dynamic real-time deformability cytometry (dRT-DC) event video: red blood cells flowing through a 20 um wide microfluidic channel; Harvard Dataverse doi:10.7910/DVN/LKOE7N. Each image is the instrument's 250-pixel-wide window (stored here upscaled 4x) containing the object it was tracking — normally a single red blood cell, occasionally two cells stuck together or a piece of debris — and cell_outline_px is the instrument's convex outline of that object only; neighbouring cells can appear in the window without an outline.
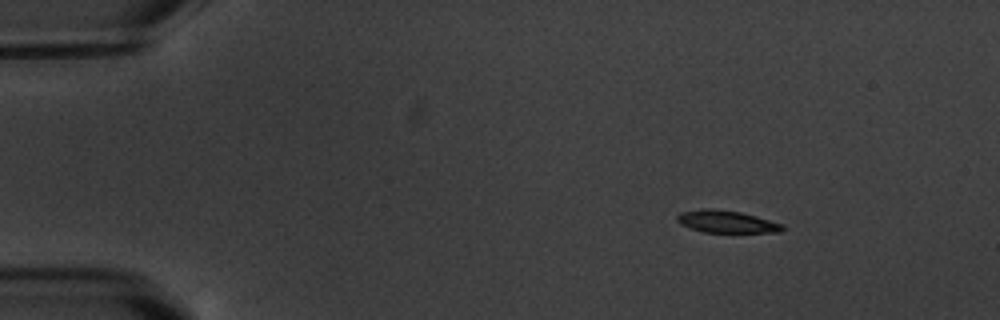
{"species": "common noctule bat (a hibernating species)", "species_latin": "Nyctalus noctula", "temperature_condition": "warm", "stored_images_in_passage": 3, "camera_frame_rate_fps": 3000, "um_per_image_px": 0.085, "animal": {"sex": "male", "body_mass_g": 20.1, "forearm_length_mm": 53.5}, "frame": {"image": 1, "passage_image": 1, "time_ms": 0.0, "image_size_px": [1000, 320], "cell_outline_px": [[784, 228], [780, 232], [704, 232], [680, 224], [676, 220], [676, 216], [680, 212], [704, 208], [712, 208], [740, 212], [756, 216], [784, 224]], "centroid_in_image_um": [61.74, 18.83], "position_along_channel_um": 23.3, "area_um2": 13.64}}
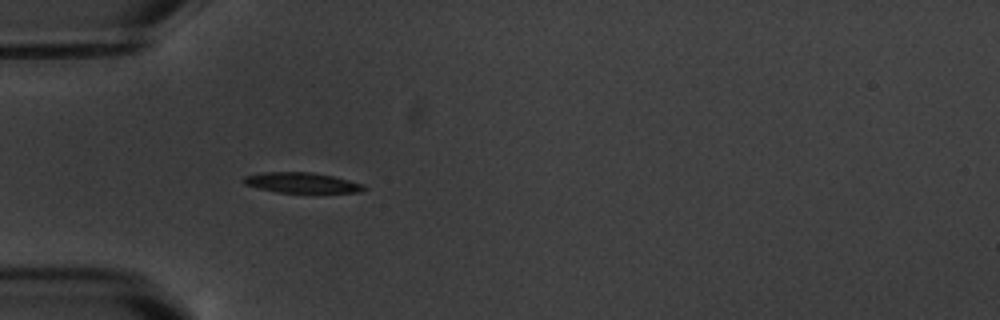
{"frame": {"image": 2, "passage_image": 3, "time_ms": 3.333, "image_size_px": [1000, 320], "cell_outline_px": [[368, 188], [360, 192], [276, 192], [244, 184], [240, 180], [244, 176], [264, 172], [312, 172], [332, 176], [364, 184]], "centroid_in_image_um": [25.63, 15.52], "position_along_channel_um": 59.4, "area_um2": 14.16}}